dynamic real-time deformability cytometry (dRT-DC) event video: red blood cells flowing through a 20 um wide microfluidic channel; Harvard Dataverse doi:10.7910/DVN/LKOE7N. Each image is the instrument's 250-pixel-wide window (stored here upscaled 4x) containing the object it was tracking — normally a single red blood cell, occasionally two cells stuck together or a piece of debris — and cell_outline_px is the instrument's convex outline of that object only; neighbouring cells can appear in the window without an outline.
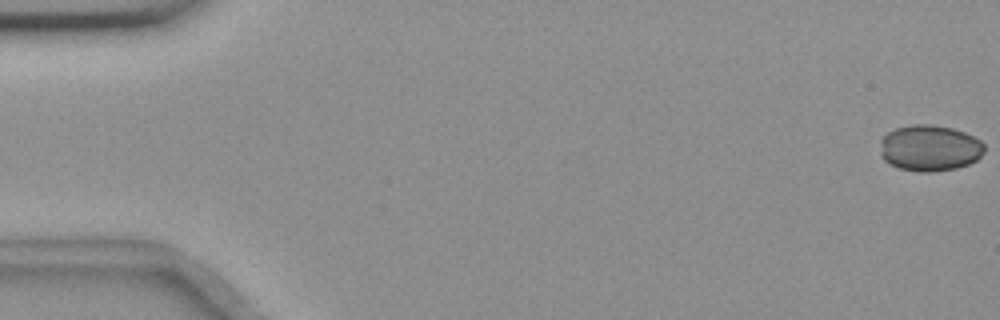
{"species": "common noctule bat (a hibernating species)", "species_latin": "Nyctalus noctula", "temperature_condition": "room temperature", "stored_images_in_passage": 56, "camera_frame_rate_fps": 3000, "um_per_image_px": 0.085, "animal": {"sex": "female", "body_mass_g": 18.4}, "frame": {"image": 1, "passage_image": 1, "time_ms": 0.0, "image_size_px": [1000, 320], "cell_outline_px": [[984, 152], [976, 160], [968, 164], [956, 168], [932, 172], [920, 172], [900, 168], [884, 160], [880, 156], [880, 140], [888, 132], [896, 128], [912, 124], [932, 124], [952, 128], [964, 132], [980, 140], [984, 144]], "centroid_in_image_um": [79.01, 12.58], "position_along_channel_um": 6.0, "area_um2": 28.09}}
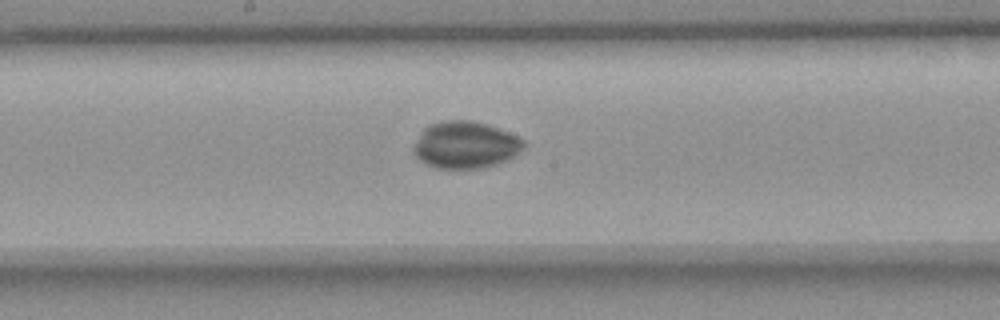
{"frame": {"image": 2, "passage_image": 30, "time_ms": 9.667, "image_size_px": [1000, 320], "cell_outline_px": [[524, 148], [512, 156], [496, 164], [484, 168], [436, 168], [420, 160], [412, 152], [412, 148], [424, 128], [428, 124], [444, 120], [472, 120], [496, 128], [516, 136], [524, 140]], "centroid_in_image_um": [39.51, 12.31], "position_along_channel_um": 208.7, "area_um2": 29.77}}
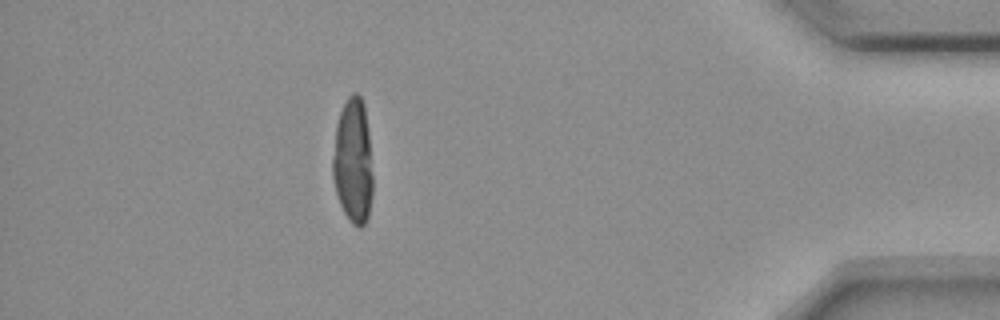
{"frame": {"image": 3, "passage_image": 50, "time_ms": 16.333, "image_size_px": [1000, 320], "cell_outline_px": [[372, 196], [368, 216], [364, 224], [360, 228], [356, 228], [348, 220], [340, 204], [336, 192], [332, 176], [332, 160], [336, 124], [340, 112], [348, 96], [352, 92], [356, 92], [360, 96], [364, 104], [368, 132], [372, 176]], "centroid_in_image_um": [29.99, 13.72], "position_along_channel_um": 405.2, "area_um2": 29.3}, "authors_computed_cell_mechanics": {"area_um2": 29.189, "velocity_mm_per_s": 3.6662, "shape_relaxation_time_tau1_ms": null, "shape_relaxation_time_tau2_ms": 2.5575, "deformation_change_tau1": null, "deformation_change_tau2": 0.0363}}